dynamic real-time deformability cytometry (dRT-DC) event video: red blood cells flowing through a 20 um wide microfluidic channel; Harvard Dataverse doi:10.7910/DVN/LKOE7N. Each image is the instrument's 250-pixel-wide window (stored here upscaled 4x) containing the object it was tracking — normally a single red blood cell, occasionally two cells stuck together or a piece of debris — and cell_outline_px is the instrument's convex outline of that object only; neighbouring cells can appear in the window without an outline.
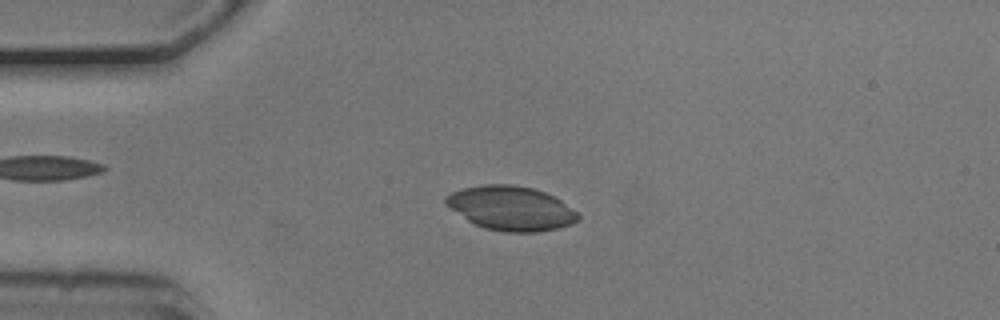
{"species": "common noctule bat (a hibernating species)", "species_latin": "Nyctalus noctula", "temperature_condition": "cold", "stored_images_in_passage": 37, "camera_frame_rate_fps": 3000, "um_per_image_px": 0.085, "animal": {"sex": "male", "body_mass_g": 20.5, "forearm_length_mm": 52.5}, "frame": {"image": 1, "passage_image": 10, "time_ms": 3.0, "image_size_px": [1000, 320], "cell_outline_px": [[580, 220], [572, 224], [556, 228], [536, 232], [504, 232], [484, 228], [468, 220], [444, 204], [444, 196], [452, 192], [464, 188], [480, 184], [512, 184], [532, 188], [544, 192], [560, 200], [576, 212], [580, 216]], "centroid_in_image_um": [43.41, 17.69], "position_along_channel_um": 41.6, "area_um2": 33.99}}
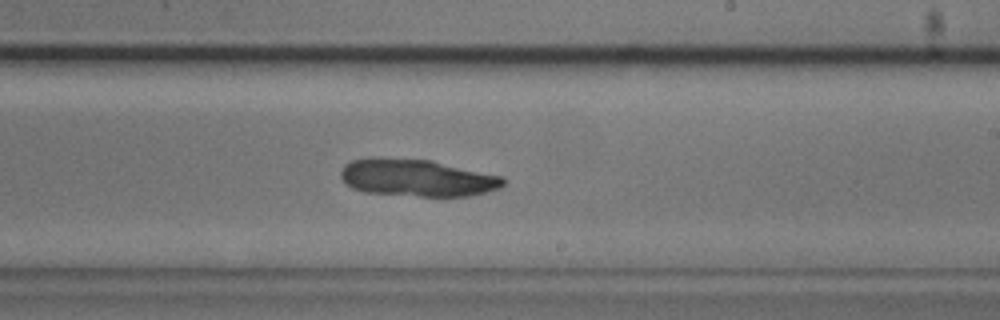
{"frame": {"image": 2, "passage_image": 29, "time_ms": 9.333, "image_size_px": [1000, 320], "cell_outline_px": [[504, 184], [500, 188], [468, 196], [420, 196], [364, 192], [352, 188], [340, 176], [340, 172], [344, 164], [352, 160], [376, 156], [432, 160], [504, 176]], "centroid_in_image_um": [35.44, 15.09], "position_along_channel_um": 253.6, "area_um2": 35.55}}
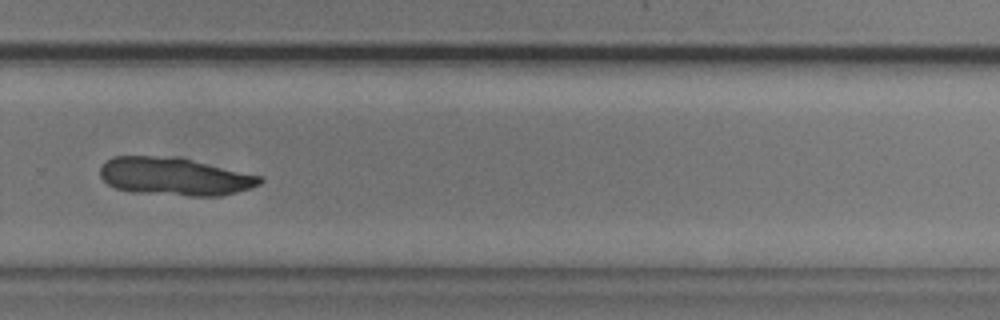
{"frame": {"image": 3, "passage_image": 34, "time_ms": 11.0, "image_size_px": [1000, 320], "cell_outline_px": [[264, 180], [260, 184], [236, 192], [220, 196], [192, 196], [132, 192], [116, 188], [108, 184], [100, 176], [100, 168], [112, 156], [180, 156], [260, 176]], "centroid_in_image_um": [14.83, 14.99], "position_along_channel_um": 315.0, "area_um2": 35.37}}